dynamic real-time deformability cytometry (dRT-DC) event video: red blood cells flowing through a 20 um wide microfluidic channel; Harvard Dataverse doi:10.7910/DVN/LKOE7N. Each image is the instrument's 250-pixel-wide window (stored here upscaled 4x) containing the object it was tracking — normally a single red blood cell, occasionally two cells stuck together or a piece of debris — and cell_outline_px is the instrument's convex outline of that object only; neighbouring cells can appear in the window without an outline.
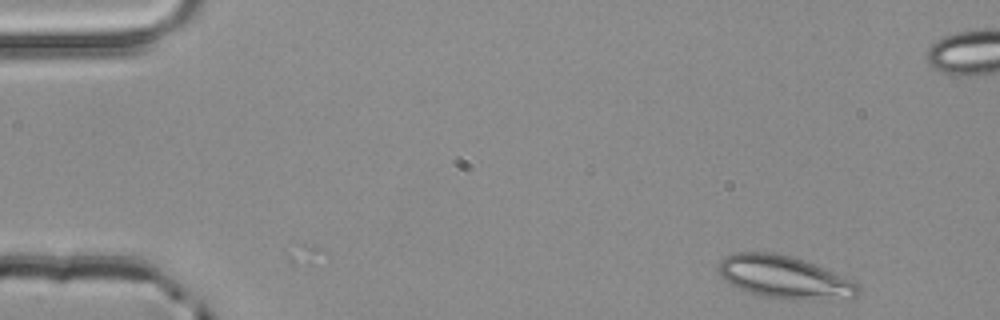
{"species": "common noctule bat (a hibernating species)", "species_latin": "Nyctalus noctula", "temperature_condition": "room temperature", "stored_images_in_passage": 2, "camera_frame_rate_fps": 3000, "um_per_image_px": 0.085, "animal": {"sex": "male", "body_mass_g": 20.4}, "frame": {"image": 1, "passage_image": 2, "time_ms": 0.333, "image_size_px": [1000, 320], "cell_outline_px": [[860, 292], [856, 296], [812, 300], [788, 300], [768, 296], [752, 292], [740, 288], [732, 284], [720, 276], [720, 260], [736, 252], [772, 252], [792, 256], [804, 260], [848, 280], [856, 284], [860, 288]], "centroid_in_image_um": [66.64, 23.55], "position_along_channel_um": 18.4, "area_um2": 33.64}}